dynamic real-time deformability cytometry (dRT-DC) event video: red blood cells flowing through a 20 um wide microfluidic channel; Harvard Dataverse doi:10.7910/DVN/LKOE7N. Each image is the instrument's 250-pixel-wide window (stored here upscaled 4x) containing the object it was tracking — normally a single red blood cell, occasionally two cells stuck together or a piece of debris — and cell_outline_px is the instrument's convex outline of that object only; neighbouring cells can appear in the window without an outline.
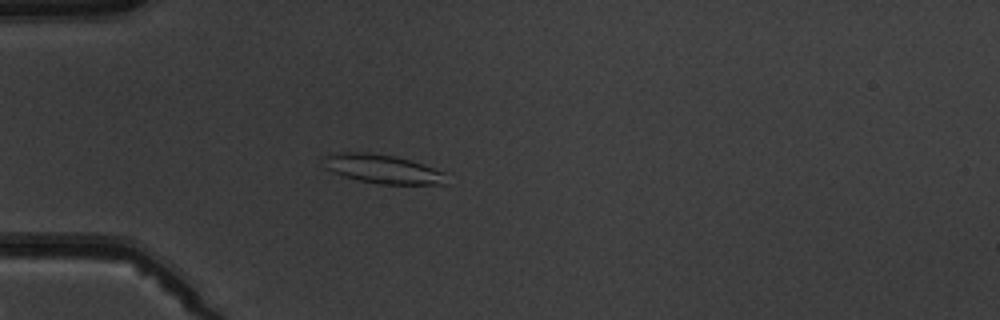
{"species": "common noctule bat (a hibernating species)", "species_latin": "Nyctalus noctula", "temperature_condition": "warm", "stored_images_in_passage": 6, "camera_frame_rate_fps": 3000, "um_per_image_px": 0.085, "animal": {"sex": "male", "body_mass_g": 19.5, "forearm_length_mm": 54.6}, "frame": {"image": 1, "passage_image": 5, "time_ms": 4.667, "image_size_px": [1000, 320], "cell_outline_px": [[444, 184], [380, 184], [360, 180], [344, 176], [324, 168], [320, 156], [340, 152], [368, 152], [392, 156], [408, 160], [444, 172]], "centroid_in_image_um": [32.39, 14.35], "position_along_channel_um": 52.6, "area_um2": 20.35}}